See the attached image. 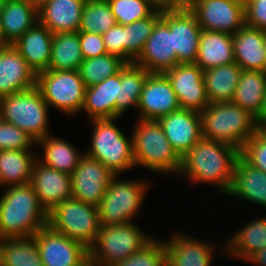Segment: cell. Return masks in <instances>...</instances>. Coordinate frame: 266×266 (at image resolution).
I'll return each mask as SVG.
<instances>
[{
    "label": "cell",
    "mask_w": 266,
    "mask_h": 266,
    "mask_svg": "<svg viewBox=\"0 0 266 266\" xmlns=\"http://www.w3.org/2000/svg\"><path fill=\"white\" fill-rule=\"evenodd\" d=\"M246 261L254 264L256 263L259 266H266V248L254 252L246 259Z\"/></svg>",
    "instance_id": "obj_48"
},
{
    "label": "cell",
    "mask_w": 266,
    "mask_h": 266,
    "mask_svg": "<svg viewBox=\"0 0 266 266\" xmlns=\"http://www.w3.org/2000/svg\"><path fill=\"white\" fill-rule=\"evenodd\" d=\"M83 60L78 32L53 34L49 70H79Z\"/></svg>",
    "instance_id": "obj_34"
},
{
    "label": "cell",
    "mask_w": 266,
    "mask_h": 266,
    "mask_svg": "<svg viewBox=\"0 0 266 266\" xmlns=\"http://www.w3.org/2000/svg\"><path fill=\"white\" fill-rule=\"evenodd\" d=\"M200 0H184V4L186 8L190 9L195 3L199 2Z\"/></svg>",
    "instance_id": "obj_52"
},
{
    "label": "cell",
    "mask_w": 266,
    "mask_h": 266,
    "mask_svg": "<svg viewBox=\"0 0 266 266\" xmlns=\"http://www.w3.org/2000/svg\"><path fill=\"white\" fill-rule=\"evenodd\" d=\"M264 49H265V65H264V70L263 71L266 73V31H265Z\"/></svg>",
    "instance_id": "obj_54"
},
{
    "label": "cell",
    "mask_w": 266,
    "mask_h": 266,
    "mask_svg": "<svg viewBox=\"0 0 266 266\" xmlns=\"http://www.w3.org/2000/svg\"><path fill=\"white\" fill-rule=\"evenodd\" d=\"M227 196L240 197L266 209V173L237 158Z\"/></svg>",
    "instance_id": "obj_24"
},
{
    "label": "cell",
    "mask_w": 266,
    "mask_h": 266,
    "mask_svg": "<svg viewBox=\"0 0 266 266\" xmlns=\"http://www.w3.org/2000/svg\"><path fill=\"white\" fill-rule=\"evenodd\" d=\"M83 58H95L107 53L102 34L78 31Z\"/></svg>",
    "instance_id": "obj_45"
},
{
    "label": "cell",
    "mask_w": 266,
    "mask_h": 266,
    "mask_svg": "<svg viewBox=\"0 0 266 266\" xmlns=\"http://www.w3.org/2000/svg\"><path fill=\"white\" fill-rule=\"evenodd\" d=\"M36 79L35 72L13 45L0 48V98L36 86Z\"/></svg>",
    "instance_id": "obj_20"
},
{
    "label": "cell",
    "mask_w": 266,
    "mask_h": 266,
    "mask_svg": "<svg viewBox=\"0 0 266 266\" xmlns=\"http://www.w3.org/2000/svg\"><path fill=\"white\" fill-rule=\"evenodd\" d=\"M125 64L119 57L106 53L95 58L84 59L78 71L87 88L116 75Z\"/></svg>",
    "instance_id": "obj_38"
},
{
    "label": "cell",
    "mask_w": 266,
    "mask_h": 266,
    "mask_svg": "<svg viewBox=\"0 0 266 266\" xmlns=\"http://www.w3.org/2000/svg\"><path fill=\"white\" fill-rule=\"evenodd\" d=\"M114 176L115 174L97 159L83 153L78 166L71 174V197L98 206Z\"/></svg>",
    "instance_id": "obj_13"
},
{
    "label": "cell",
    "mask_w": 266,
    "mask_h": 266,
    "mask_svg": "<svg viewBox=\"0 0 266 266\" xmlns=\"http://www.w3.org/2000/svg\"><path fill=\"white\" fill-rule=\"evenodd\" d=\"M166 245L167 266H211L213 244L190 238L182 232L171 235Z\"/></svg>",
    "instance_id": "obj_21"
},
{
    "label": "cell",
    "mask_w": 266,
    "mask_h": 266,
    "mask_svg": "<svg viewBox=\"0 0 266 266\" xmlns=\"http://www.w3.org/2000/svg\"><path fill=\"white\" fill-rule=\"evenodd\" d=\"M36 145L43 148V159L38 161L43 165L71 175L79 164L83 156L82 153L72 144L63 138L52 134L39 140Z\"/></svg>",
    "instance_id": "obj_31"
},
{
    "label": "cell",
    "mask_w": 266,
    "mask_h": 266,
    "mask_svg": "<svg viewBox=\"0 0 266 266\" xmlns=\"http://www.w3.org/2000/svg\"><path fill=\"white\" fill-rule=\"evenodd\" d=\"M134 63L150 73H165L178 64L173 49L172 32L161 18L155 23L150 37Z\"/></svg>",
    "instance_id": "obj_18"
},
{
    "label": "cell",
    "mask_w": 266,
    "mask_h": 266,
    "mask_svg": "<svg viewBox=\"0 0 266 266\" xmlns=\"http://www.w3.org/2000/svg\"><path fill=\"white\" fill-rule=\"evenodd\" d=\"M0 22L5 41L13 45L38 22V8L27 0H6Z\"/></svg>",
    "instance_id": "obj_28"
},
{
    "label": "cell",
    "mask_w": 266,
    "mask_h": 266,
    "mask_svg": "<svg viewBox=\"0 0 266 266\" xmlns=\"http://www.w3.org/2000/svg\"><path fill=\"white\" fill-rule=\"evenodd\" d=\"M9 44L5 41V38L3 36V30L0 22V48L8 46Z\"/></svg>",
    "instance_id": "obj_50"
},
{
    "label": "cell",
    "mask_w": 266,
    "mask_h": 266,
    "mask_svg": "<svg viewBox=\"0 0 266 266\" xmlns=\"http://www.w3.org/2000/svg\"><path fill=\"white\" fill-rule=\"evenodd\" d=\"M153 237L148 236L135 223L101 225L89 260L95 266H111L139 251Z\"/></svg>",
    "instance_id": "obj_8"
},
{
    "label": "cell",
    "mask_w": 266,
    "mask_h": 266,
    "mask_svg": "<svg viewBox=\"0 0 266 266\" xmlns=\"http://www.w3.org/2000/svg\"><path fill=\"white\" fill-rule=\"evenodd\" d=\"M36 86L49 107L52 105L68 116L81 112L86 87L78 70L40 72Z\"/></svg>",
    "instance_id": "obj_10"
},
{
    "label": "cell",
    "mask_w": 266,
    "mask_h": 266,
    "mask_svg": "<svg viewBox=\"0 0 266 266\" xmlns=\"http://www.w3.org/2000/svg\"><path fill=\"white\" fill-rule=\"evenodd\" d=\"M200 115L202 137L238 150L258 130L255 117L231 101L209 103Z\"/></svg>",
    "instance_id": "obj_3"
},
{
    "label": "cell",
    "mask_w": 266,
    "mask_h": 266,
    "mask_svg": "<svg viewBox=\"0 0 266 266\" xmlns=\"http://www.w3.org/2000/svg\"><path fill=\"white\" fill-rule=\"evenodd\" d=\"M245 25L266 31V0H244Z\"/></svg>",
    "instance_id": "obj_44"
},
{
    "label": "cell",
    "mask_w": 266,
    "mask_h": 266,
    "mask_svg": "<svg viewBox=\"0 0 266 266\" xmlns=\"http://www.w3.org/2000/svg\"><path fill=\"white\" fill-rule=\"evenodd\" d=\"M116 25L107 0H87L82 10L78 31L104 34Z\"/></svg>",
    "instance_id": "obj_39"
},
{
    "label": "cell",
    "mask_w": 266,
    "mask_h": 266,
    "mask_svg": "<svg viewBox=\"0 0 266 266\" xmlns=\"http://www.w3.org/2000/svg\"><path fill=\"white\" fill-rule=\"evenodd\" d=\"M87 0H48L38 8V22L52 34L78 32Z\"/></svg>",
    "instance_id": "obj_23"
},
{
    "label": "cell",
    "mask_w": 266,
    "mask_h": 266,
    "mask_svg": "<svg viewBox=\"0 0 266 266\" xmlns=\"http://www.w3.org/2000/svg\"><path fill=\"white\" fill-rule=\"evenodd\" d=\"M115 175L98 207L101 225H119L133 222L147 192V182L122 180Z\"/></svg>",
    "instance_id": "obj_9"
},
{
    "label": "cell",
    "mask_w": 266,
    "mask_h": 266,
    "mask_svg": "<svg viewBox=\"0 0 266 266\" xmlns=\"http://www.w3.org/2000/svg\"><path fill=\"white\" fill-rule=\"evenodd\" d=\"M47 222L48 212L30 183L6 187L0 197V240L33 237Z\"/></svg>",
    "instance_id": "obj_2"
},
{
    "label": "cell",
    "mask_w": 266,
    "mask_h": 266,
    "mask_svg": "<svg viewBox=\"0 0 266 266\" xmlns=\"http://www.w3.org/2000/svg\"><path fill=\"white\" fill-rule=\"evenodd\" d=\"M161 12L154 11L149 17L124 25V62L133 63L142 52Z\"/></svg>",
    "instance_id": "obj_37"
},
{
    "label": "cell",
    "mask_w": 266,
    "mask_h": 266,
    "mask_svg": "<svg viewBox=\"0 0 266 266\" xmlns=\"http://www.w3.org/2000/svg\"><path fill=\"white\" fill-rule=\"evenodd\" d=\"M239 156L252 167L266 173V137L257 130L243 144Z\"/></svg>",
    "instance_id": "obj_42"
},
{
    "label": "cell",
    "mask_w": 266,
    "mask_h": 266,
    "mask_svg": "<svg viewBox=\"0 0 266 266\" xmlns=\"http://www.w3.org/2000/svg\"><path fill=\"white\" fill-rule=\"evenodd\" d=\"M33 238L43 266H83L89 260L87 248L48 225L37 231Z\"/></svg>",
    "instance_id": "obj_11"
},
{
    "label": "cell",
    "mask_w": 266,
    "mask_h": 266,
    "mask_svg": "<svg viewBox=\"0 0 266 266\" xmlns=\"http://www.w3.org/2000/svg\"><path fill=\"white\" fill-rule=\"evenodd\" d=\"M116 23L129 25L149 17L154 10L149 0H107Z\"/></svg>",
    "instance_id": "obj_40"
},
{
    "label": "cell",
    "mask_w": 266,
    "mask_h": 266,
    "mask_svg": "<svg viewBox=\"0 0 266 266\" xmlns=\"http://www.w3.org/2000/svg\"><path fill=\"white\" fill-rule=\"evenodd\" d=\"M102 36L107 53L124 61V25L116 23Z\"/></svg>",
    "instance_id": "obj_46"
},
{
    "label": "cell",
    "mask_w": 266,
    "mask_h": 266,
    "mask_svg": "<svg viewBox=\"0 0 266 266\" xmlns=\"http://www.w3.org/2000/svg\"><path fill=\"white\" fill-rule=\"evenodd\" d=\"M227 241L222 250L245 261L254 252L266 248V218L263 216L253 219Z\"/></svg>",
    "instance_id": "obj_32"
},
{
    "label": "cell",
    "mask_w": 266,
    "mask_h": 266,
    "mask_svg": "<svg viewBox=\"0 0 266 266\" xmlns=\"http://www.w3.org/2000/svg\"><path fill=\"white\" fill-rule=\"evenodd\" d=\"M36 144L24 131L0 118V151L32 149Z\"/></svg>",
    "instance_id": "obj_43"
},
{
    "label": "cell",
    "mask_w": 266,
    "mask_h": 266,
    "mask_svg": "<svg viewBox=\"0 0 266 266\" xmlns=\"http://www.w3.org/2000/svg\"><path fill=\"white\" fill-rule=\"evenodd\" d=\"M266 96V73L264 71L242 70L232 103L250 112L259 113Z\"/></svg>",
    "instance_id": "obj_33"
},
{
    "label": "cell",
    "mask_w": 266,
    "mask_h": 266,
    "mask_svg": "<svg viewBox=\"0 0 266 266\" xmlns=\"http://www.w3.org/2000/svg\"><path fill=\"white\" fill-rule=\"evenodd\" d=\"M235 63L232 34L202 30L195 64L202 70Z\"/></svg>",
    "instance_id": "obj_27"
},
{
    "label": "cell",
    "mask_w": 266,
    "mask_h": 266,
    "mask_svg": "<svg viewBox=\"0 0 266 266\" xmlns=\"http://www.w3.org/2000/svg\"><path fill=\"white\" fill-rule=\"evenodd\" d=\"M242 68L237 63L203 70L209 103L230 102L239 83Z\"/></svg>",
    "instance_id": "obj_29"
},
{
    "label": "cell",
    "mask_w": 266,
    "mask_h": 266,
    "mask_svg": "<svg viewBox=\"0 0 266 266\" xmlns=\"http://www.w3.org/2000/svg\"><path fill=\"white\" fill-rule=\"evenodd\" d=\"M134 127L132 137L135 167L142 166L163 174H178L181 157L173 149L158 121L139 119Z\"/></svg>",
    "instance_id": "obj_4"
},
{
    "label": "cell",
    "mask_w": 266,
    "mask_h": 266,
    "mask_svg": "<svg viewBox=\"0 0 266 266\" xmlns=\"http://www.w3.org/2000/svg\"><path fill=\"white\" fill-rule=\"evenodd\" d=\"M83 266H95L90 260H88Z\"/></svg>",
    "instance_id": "obj_56"
},
{
    "label": "cell",
    "mask_w": 266,
    "mask_h": 266,
    "mask_svg": "<svg viewBox=\"0 0 266 266\" xmlns=\"http://www.w3.org/2000/svg\"><path fill=\"white\" fill-rule=\"evenodd\" d=\"M116 118L92 119L91 147L86 155L97 159L115 175L135 167L133 137L130 140L114 124Z\"/></svg>",
    "instance_id": "obj_6"
},
{
    "label": "cell",
    "mask_w": 266,
    "mask_h": 266,
    "mask_svg": "<svg viewBox=\"0 0 266 266\" xmlns=\"http://www.w3.org/2000/svg\"><path fill=\"white\" fill-rule=\"evenodd\" d=\"M190 10L202 30L233 35L245 25L244 0H200Z\"/></svg>",
    "instance_id": "obj_12"
},
{
    "label": "cell",
    "mask_w": 266,
    "mask_h": 266,
    "mask_svg": "<svg viewBox=\"0 0 266 266\" xmlns=\"http://www.w3.org/2000/svg\"><path fill=\"white\" fill-rule=\"evenodd\" d=\"M145 68L133 63H126L120 70V91L116 97V119L131 106L138 107V102L147 76Z\"/></svg>",
    "instance_id": "obj_35"
},
{
    "label": "cell",
    "mask_w": 266,
    "mask_h": 266,
    "mask_svg": "<svg viewBox=\"0 0 266 266\" xmlns=\"http://www.w3.org/2000/svg\"><path fill=\"white\" fill-rule=\"evenodd\" d=\"M120 71L85 89L84 110L92 119L116 118V97L120 91Z\"/></svg>",
    "instance_id": "obj_26"
},
{
    "label": "cell",
    "mask_w": 266,
    "mask_h": 266,
    "mask_svg": "<svg viewBox=\"0 0 266 266\" xmlns=\"http://www.w3.org/2000/svg\"><path fill=\"white\" fill-rule=\"evenodd\" d=\"M47 225L89 250L101 227L98 207L70 197L48 212Z\"/></svg>",
    "instance_id": "obj_7"
},
{
    "label": "cell",
    "mask_w": 266,
    "mask_h": 266,
    "mask_svg": "<svg viewBox=\"0 0 266 266\" xmlns=\"http://www.w3.org/2000/svg\"><path fill=\"white\" fill-rule=\"evenodd\" d=\"M48 111L37 86L0 98V118L26 132L35 143L51 134Z\"/></svg>",
    "instance_id": "obj_5"
},
{
    "label": "cell",
    "mask_w": 266,
    "mask_h": 266,
    "mask_svg": "<svg viewBox=\"0 0 266 266\" xmlns=\"http://www.w3.org/2000/svg\"><path fill=\"white\" fill-rule=\"evenodd\" d=\"M30 184L47 212L72 195L71 175L49 168L38 160L34 163Z\"/></svg>",
    "instance_id": "obj_19"
},
{
    "label": "cell",
    "mask_w": 266,
    "mask_h": 266,
    "mask_svg": "<svg viewBox=\"0 0 266 266\" xmlns=\"http://www.w3.org/2000/svg\"><path fill=\"white\" fill-rule=\"evenodd\" d=\"M30 2L32 5L36 6L39 8L43 3L47 2L48 0H27Z\"/></svg>",
    "instance_id": "obj_51"
},
{
    "label": "cell",
    "mask_w": 266,
    "mask_h": 266,
    "mask_svg": "<svg viewBox=\"0 0 266 266\" xmlns=\"http://www.w3.org/2000/svg\"><path fill=\"white\" fill-rule=\"evenodd\" d=\"M258 131L264 136L266 137V124L261 126Z\"/></svg>",
    "instance_id": "obj_53"
},
{
    "label": "cell",
    "mask_w": 266,
    "mask_h": 266,
    "mask_svg": "<svg viewBox=\"0 0 266 266\" xmlns=\"http://www.w3.org/2000/svg\"><path fill=\"white\" fill-rule=\"evenodd\" d=\"M165 241L152 238L139 251L111 266H167Z\"/></svg>",
    "instance_id": "obj_41"
},
{
    "label": "cell",
    "mask_w": 266,
    "mask_h": 266,
    "mask_svg": "<svg viewBox=\"0 0 266 266\" xmlns=\"http://www.w3.org/2000/svg\"><path fill=\"white\" fill-rule=\"evenodd\" d=\"M0 266H43L35 239H1Z\"/></svg>",
    "instance_id": "obj_36"
},
{
    "label": "cell",
    "mask_w": 266,
    "mask_h": 266,
    "mask_svg": "<svg viewBox=\"0 0 266 266\" xmlns=\"http://www.w3.org/2000/svg\"><path fill=\"white\" fill-rule=\"evenodd\" d=\"M139 119L158 120L180 109L170 80L164 73H150L138 102Z\"/></svg>",
    "instance_id": "obj_15"
},
{
    "label": "cell",
    "mask_w": 266,
    "mask_h": 266,
    "mask_svg": "<svg viewBox=\"0 0 266 266\" xmlns=\"http://www.w3.org/2000/svg\"><path fill=\"white\" fill-rule=\"evenodd\" d=\"M32 149L0 151V185L9 187L31 182L34 163L38 156Z\"/></svg>",
    "instance_id": "obj_30"
},
{
    "label": "cell",
    "mask_w": 266,
    "mask_h": 266,
    "mask_svg": "<svg viewBox=\"0 0 266 266\" xmlns=\"http://www.w3.org/2000/svg\"><path fill=\"white\" fill-rule=\"evenodd\" d=\"M52 40L53 34L49 28L37 22L13 46L37 75L48 70Z\"/></svg>",
    "instance_id": "obj_22"
},
{
    "label": "cell",
    "mask_w": 266,
    "mask_h": 266,
    "mask_svg": "<svg viewBox=\"0 0 266 266\" xmlns=\"http://www.w3.org/2000/svg\"><path fill=\"white\" fill-rule=\"evenodd\" d=\"M239 150L223 142L202 137L183 157L179 175L191 182L215 184L220 194L231 186ZM212 182V183H211Z\"/></svg>",
    "instance_id": "obj_1"
},
{
    "label": "cell",
    "mask_w": 266,
    "mask_h": 266,
    "mask_svg": "<svg viewBox=\"0 0 266 266\" xmlns=\"http://www.w3.org/2000/svg\"><path fill=\"white\" fill-rule=\"evenodd\" d=\"M157 121L180 157H183L202 138L200 112L180 108Z\"/></svg>",
    "instance_id": "obj_17"
},
{
    "label": "cell",
    "mask_w": 266,
    "mask_h": 266,
    "mask_svg": "<svg viewBox=\"0 0 266 266\" xmlns=\"http://www.w3.org/2000/svg\"><path fill=\"white\" fill-rule=\"evenodd\" d=\"M149 3L154 11L161 13L187 9L184 0H149Z\"/></svg>",
    "instance_id": "obj_47"
},
{
    "label": "cell",
    "mask_w": 266,
    "mask_h": 266,
    "mask_svg": "<svg viewBox=\"0 0 266 266\" xmlns=\"http://www.w3.org/2000/svg\"><path fill=\"white\" fill-rule=\"evenodd\" d=\"M170 80L181 109L203 111L209 104L203 70L195 63H179L164 73Z\"/></svg>",
    "instance_id": "obj_14"
},
{
    "label": "cell",
    "mask_w": 266,
    "mask_h": 266,
    "mask_svg": "<svg viewBox=\"0 0 266 266\" xmlns=\"http://www.w3.org/2000/svg\"><path fill=\"white\" fill-rule=\"evenodd\" d=\"M161 19L172 32L173 49L177 63H195L201 27L190 9L161 13Z\"/></svg>",
    "instance_id": "obj_16"
},
{
    "label": "cell",
    "mask_w": 266,
    "mask_h": 266,
    "mask_svg": "<svg viewBox=\"0 0 266 266\" xmlns=\"http://www.w3.org/2000/svg\"><path fill=\"white\" fill-rule=\"evenodd\" d=\"M255 122L257 129L266 124V96L264 97L259 113L255 116Z\"/></svg>",
    "instance_id": "obj_49"
},
{
    "label": "cell",
    "mask_w": 266,
    "mask_h": 266,
    "mask_svg": "<svg viewBox=\"0 0 266 266\" xmlns=\"http://www.w3.org/2000/svg\"><path fill=\"white\" fill-rule=\"evenodd\" d=\"M232 38L235 63L242 70L263 71L265 31L244 25Z\"/></svg>",
    "instance_id": "obj_25"
},
{
    "label": "cell",
    "mask_w": 266,
    "mask_h": 266,
    "mask_svg": "<svg viewBox=\"0 0 266 266\" xmlns=\"http://www.w3.org/2000/svg\"><path fill=\"white\" fill-rule=\"evenodd\" d=\"M6 0H0V12L2 11Z\"/></svg>",
    "instance_id": "obj_55"
}]
</instances>
